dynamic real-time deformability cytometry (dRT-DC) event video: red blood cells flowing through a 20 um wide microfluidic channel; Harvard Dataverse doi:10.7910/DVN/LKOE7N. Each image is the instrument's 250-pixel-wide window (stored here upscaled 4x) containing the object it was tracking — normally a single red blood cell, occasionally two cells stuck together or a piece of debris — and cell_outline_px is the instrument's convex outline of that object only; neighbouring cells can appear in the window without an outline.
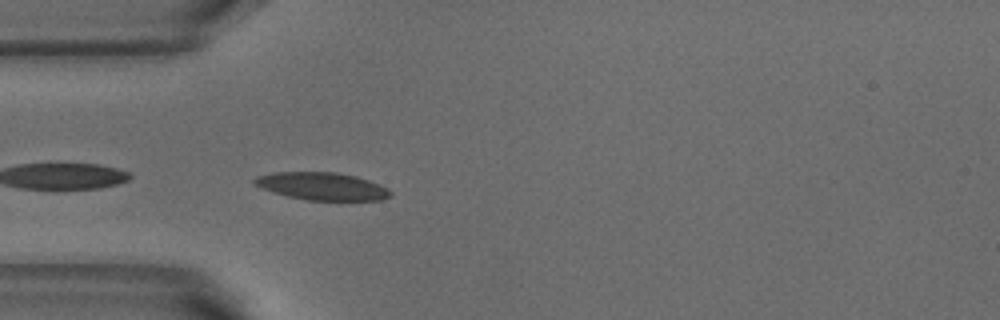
{"species": "common noctule bat (a hibernating species)", "species_latin": "Nyctalus noctula", "temperature_condition": "warm", "stored_images_in_passage": 3, "camera_frame_rate_fps": 3000, "um_per_image_px": 0.085, "animal": {"sex": "male", "body_mass_g": 18.8}, "frame": {"image": 1, "passage_image": 3, "time_ms": 0.667, "image_size_px": [1000, 320], "cell_outline_px": [[392, 196], [380, 200], [308, 200], [288, 196], [272, 192], [252, 184], [252, 180], [256, 176], [276, 172], [336, 172], [356, 176], [368, 180], [388, 188], [392, 192]], "centroid_in_image_um": [27.36, 15.83], "position_along_channel_um": 57.6, "area_um2": 21.91}}